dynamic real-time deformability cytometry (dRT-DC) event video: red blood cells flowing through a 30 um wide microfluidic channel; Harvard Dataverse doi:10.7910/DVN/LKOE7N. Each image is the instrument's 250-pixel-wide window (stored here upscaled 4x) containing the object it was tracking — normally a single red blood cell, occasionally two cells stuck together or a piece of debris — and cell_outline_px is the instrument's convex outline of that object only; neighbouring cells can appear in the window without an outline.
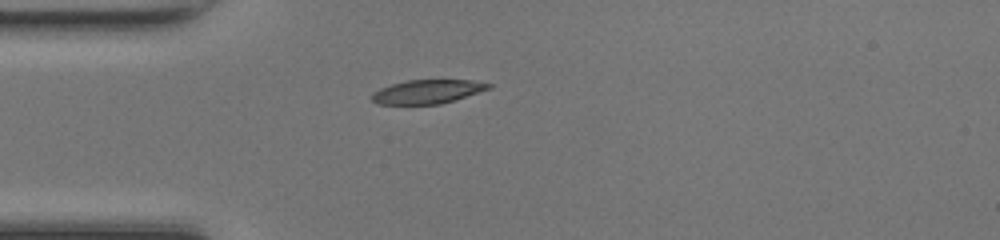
{"species": "common noctule bat (a hibernating species)", "species_latin": "Nyctalus noctula", "temperature_condition": "room temperature", "stored_images_in_passage": 31, "camera_frame_rate_fps": 3000, "um_per_image_px": 0.085, "animal": {"sex": "female", "body_mass_g": 17.0, "forearm_length_mm": 48.0}, "frame": {"image": 1, "passage_image": 1, "time_ms": 0.0, "image_size_px": [1000, 240], "cell_outline_px": [[492, 88], [440, 104], [376, 104], [372, 100], [372, 92], [380, 88], [392, 84], [408, 80], [472, 80], [492, 84]], "centroid_in_image_um": [36.32, 7.79], "position_along_channel_um": 48.7, "area_um2": 16.13}}
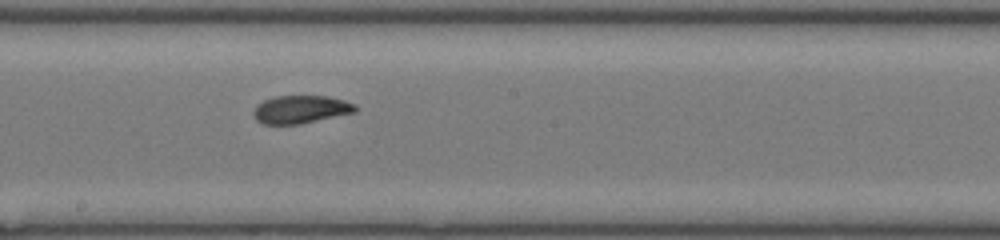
{"frame": {"image": 2, "passage_image": 14, "time_ms": 4.333, "image_size_px": [1000, 240], "cell_outline_px": [[360, 108], [356, 112], [300, 124], [260, 124], [256, 120], [252, 112], [256, 104], [272, 96], [328, 96], [344, 100], [356, 104]], "centroid_in_image_um": [25.56, 9.29], "position_along_channel_um": 222.6, "area_um2": 16.88}}
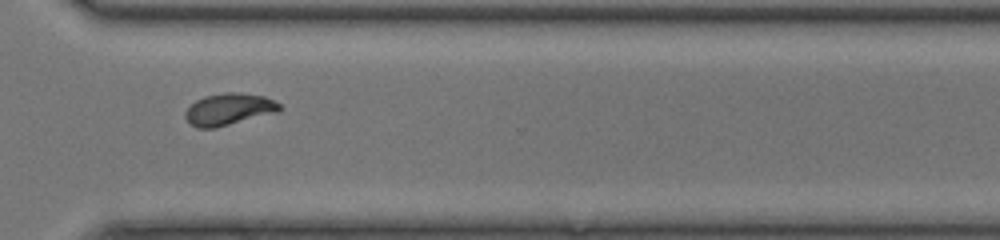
{"frame": {"image": 3, "passage_image": 23, "time_ms": 7.333, "image_size_px": [1000, 240], "cell_outline_px": [[280, 112], [216, 128], [196, 128], [184, 116], [184, 112], [196, 100], [204, 96], [224, 92], [240, 92], [264, 96], [280, 104]], "centroid_in_image_um": [19.47, 9.29], "position_along_channel_um": 351.1, "area_um2": 17.63}, "authors_computed_cell_mechanics": {"area_um2": 17.051, "velocity_mm_per_s": 4.2852, "shape_relaxation_time_tau1_ms": 6.2241, "shape_relaxation_time_tau2_ms": 1.4882, "deformation_change_tau1": 0.195, "deformation_change_tau2": 0.0532}}